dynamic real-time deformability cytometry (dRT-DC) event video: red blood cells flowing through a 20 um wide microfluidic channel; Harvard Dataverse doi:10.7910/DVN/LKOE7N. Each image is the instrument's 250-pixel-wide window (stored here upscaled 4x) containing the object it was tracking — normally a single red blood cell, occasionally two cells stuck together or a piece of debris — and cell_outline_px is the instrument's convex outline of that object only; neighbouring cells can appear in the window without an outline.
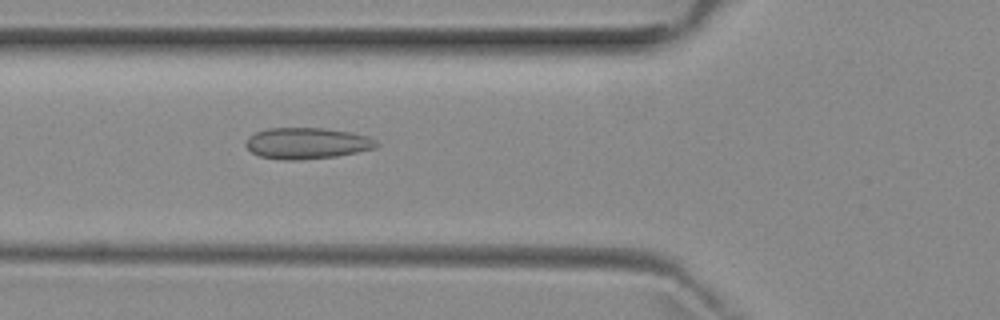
{"species": "common noctule bat (a hibernating species)", "species_latin": "Nyctalus noctula", "temperature_condition": "room temperature", "stored_images_in_passage": 4, "camera_frame_rate_fps": 3000, "um_per_image_px": 0.085, "animal": {"sex": "female", "body_mass_g": 29.2, "forearm_length_mm": 56.3}, "frame": {"image": 1, "passage_image": 4, "time_ms": 3.333, "image_size_px": [1000, 320], "cell_outline_px": [[380, 144], [376, 148], [336, 156], [296, 160], [284, 160], [260, 156], [252, 152], [244, 144], [248, 136], [256, 132], [268, 128], [324, 128], [352, 132], [368, 136], [376, 140]], "centroid_in_image_um": [26.1, 12.17], "position_along_channel_um": 99.7, "area_um2": 23.81}}